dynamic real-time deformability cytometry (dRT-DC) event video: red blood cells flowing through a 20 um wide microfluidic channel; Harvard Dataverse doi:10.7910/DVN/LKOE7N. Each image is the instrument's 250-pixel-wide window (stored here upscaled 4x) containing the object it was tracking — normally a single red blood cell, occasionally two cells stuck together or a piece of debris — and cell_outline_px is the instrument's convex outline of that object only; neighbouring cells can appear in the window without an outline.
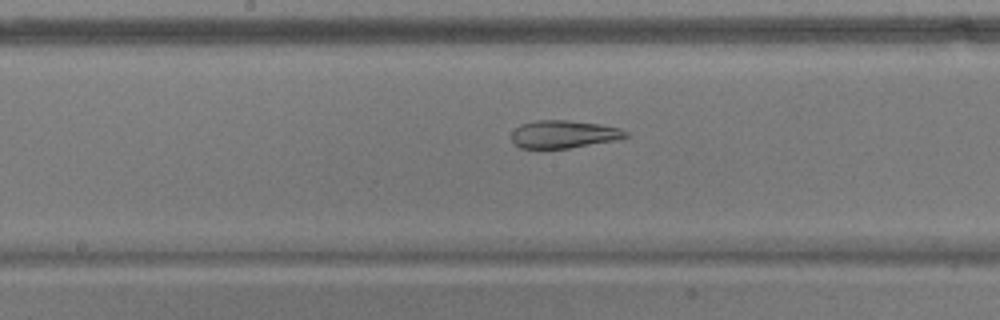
{"species": "common noctule bat (a hibernating species)", "species_latin": "Nyctalus noctula", "temperature_condition": "warm", "stored_images_in_passage": 39, "camera_frame_rate_fps": 3000, "um_per_image_px": 0.085, "animal": {"sex": "male", "body_mass_g": 17.9}, "frame": {"image": 1, "passage_image": 15, "time_ms": 4.667, "image_size_px": [1000, 320], "cell_outline_px": [[628, 136], [616, 140], [568, 148], [520, 148], [512, 140], [512, 132], [520, 124], [536, 120], [568, 120], [600, 124], [620, 128], [628, 132]], "centroid_in_image_um": [47.92, 11.4], "position_along_channel_um": 200.3, "area_um2": 18.38}}
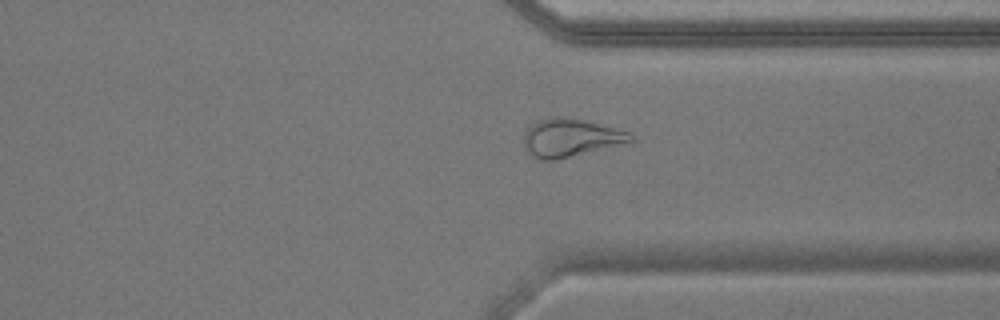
{"frame": {"image": 2, "passage_image": 28, "time_ms": 9.0, "image_size_px": [1000, 320], "cell_outline_px": [[636, 140], [556, 160], [544, 160], [532, 156], [524, 148], [524, 132], [536, 120], [552, 116], [564, 116], [584, 120], [628, 132]], "centroid_in_image_um": [48.43, 11.7], "position_along_channel_um": 363.0, "area_um2": 23.47}}
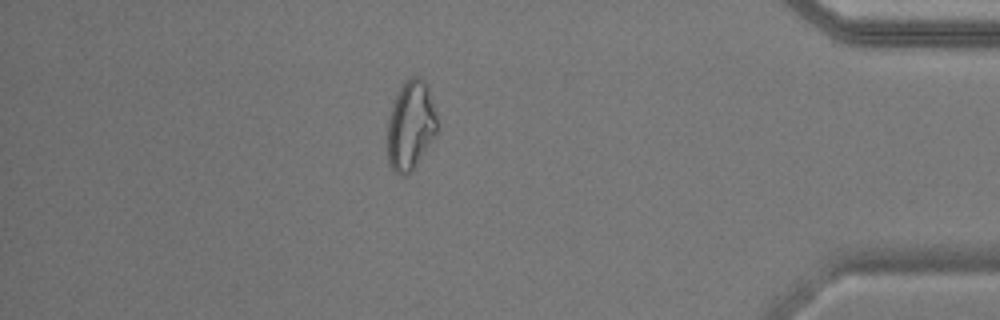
{"frame": {"image": 3, "passage_image": 34, "time_ms": 11.0, "image_size_px": [1000, 320], "cell_outline_px": [[436, 136], [412, 172], [404, 176], [400, 176], [388, 164], [388, 116], [392, 104], [404, 80], [412, 76], [420, 76], [424, 80], [428, 88], [436, 116]], "centroid_in_image_um": [34.89, 10.68], "position_along_channel_um": 400.3, "area_um2": 25.95}}